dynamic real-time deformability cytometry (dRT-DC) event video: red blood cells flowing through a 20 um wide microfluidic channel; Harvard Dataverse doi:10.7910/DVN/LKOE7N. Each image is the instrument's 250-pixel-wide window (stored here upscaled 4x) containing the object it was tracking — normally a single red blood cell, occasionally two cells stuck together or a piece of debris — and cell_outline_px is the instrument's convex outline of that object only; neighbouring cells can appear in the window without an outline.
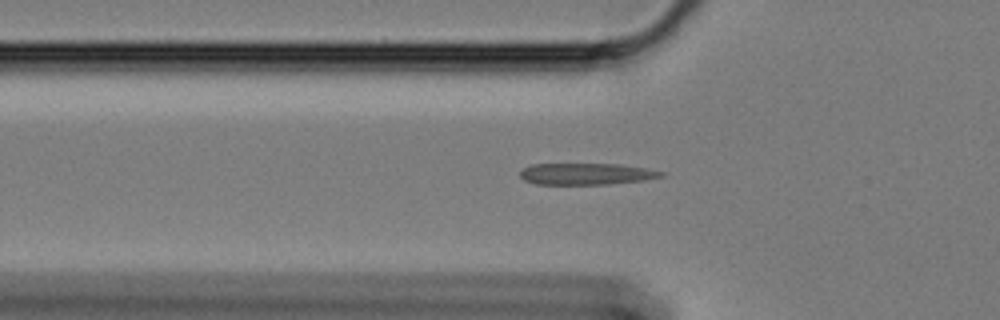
{"species": "Egyptian fruit bat (a non-hibernating species)", "species_latin": "Rousettus aegyptiacus", "temperature_condition": "cold", "stored_images_in_passage": 52, "camera_frame_rate_fps": 3000, "um_per_image_px": 0.085, "animal": {"sex": "female"}, "frame": {"image": 1, "passage_image": 12, "time_ms": 3.667, "image_size_px": [1000, 320], "cell_outline_px": [[664, 176], [644, 180], [608, 184], [536, 184], [524, 180], [520, 176], [520, 172], [524, 168], [532, 164], [616, 164], [644, 168], [664, 172]], "centroid_in_image_um": [49.81, 14.78], "position_along_channel_um": 76.0, "area_um2": 17.51}}
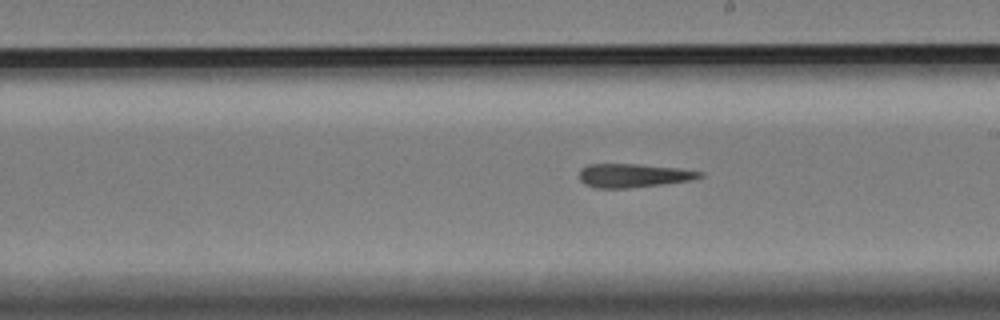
{"frame": {"image": 2, "passage_image": 26, "time_ms": 8.333, "image_size_px": [1000, 320], "cell_outline_px": [[704, 176], [692, 180], [664, 184], [628, 188], [596, 188], [584, 184], [580, 180], [580, 168], [588, 164], [636, 164], [680, 168], [704, 172]], "centroid_in_image_um": [53.85, 14.92], "position_along_channel_um": 235.1, "area_um2": 16.76}}
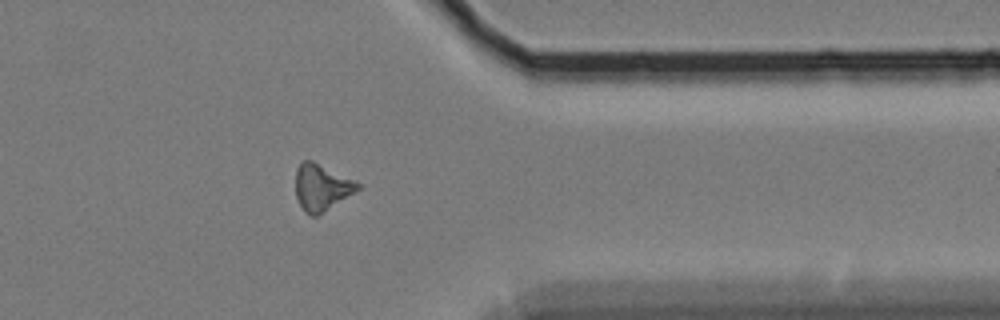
{"frame": {"image": 3, "passage_image": 40, "time_ms": 13.0, "image_size_px": [1000, 320], "cell_outline_px": [[364, 188], [316, 216], [312, 216], [304, 212], [296, 196], [296, 168], [304, 160], [312, 160], [356, 180]], "centroid_in_image_um": [27.38, 15.92], "position_along_channel_um": 384.0, "area_um2": 17.05}, "authors_computed_cell_mechanics": {"area_um2": 17.1377, "velocity_mm_per_s": 3.3931, "shape_relaxation_time_tau1_ms": null, "shape_relaxation_time_tau2_ms": 10.036, "deformation_change_tau1": null, "deformation_change_tau2": 0.2278}}